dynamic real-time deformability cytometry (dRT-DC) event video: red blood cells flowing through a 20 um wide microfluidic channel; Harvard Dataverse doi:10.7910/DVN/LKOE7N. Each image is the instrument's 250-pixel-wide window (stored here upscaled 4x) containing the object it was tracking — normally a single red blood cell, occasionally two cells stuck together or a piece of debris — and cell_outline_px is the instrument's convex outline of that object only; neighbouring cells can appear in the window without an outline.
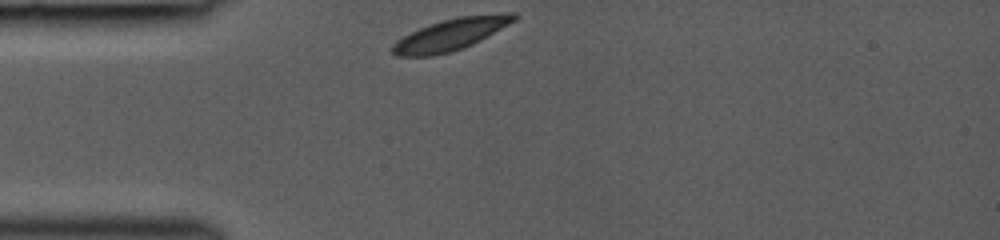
{"species": "common noctule bat (a hibernating species)", "species_latin": "Nyctalus noctula", "temperature_condition": "room temperature", "stored_images_in_passage": 9, "camera_frame_rate_fps": 3000, "um_per_image_px": 0.085, "animal": {"sex": "female", "body_mass_g": 19.0, "forearm_length_mm": 53.3}, "frame": {"image": 1, "passage_image": 1, "time_ms": 0.0, "image_size_px": [1000, 240], "cell_outline_px": [[520, 16], [516, 20], [480, 40], [464, 48], [452, 52], [432, 56], [396, 56], [392, 52], [392, 44], [396, 40], [420, 28], [444, 20], [460, 16], [508, 12], [516, 12]], "centroid_in_image_um": [38.36, 2.93], "position_along_channel_um": 46.6, "area_um2": 22.37}}
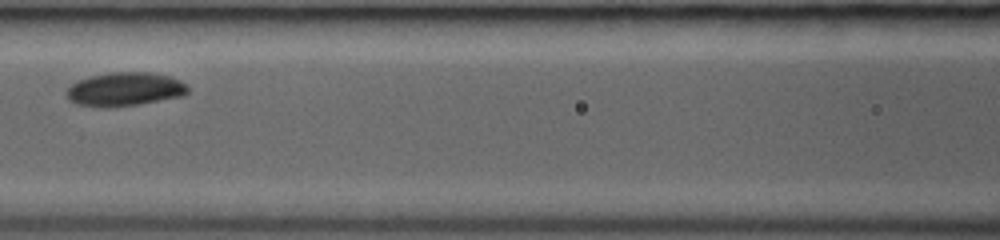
{"frame": {"image": 2, "passage_image": 4, "time_ms": 3.0, "image_size_px": [1000, 240], "cell_outline_px": [[188, 92], [184, 96], [140, 104], [112, 108], [96, 108], [76, 104], [68, 100], [64, 92], [72, 84], [88, 76], [112, 72], [148, 72], [168, 76], [180, 80], [188, 84]], "centroid_in_image_um": [10.58, 7.61], "position_along_channel_um": 156.0, "area_um2": 24.33}}
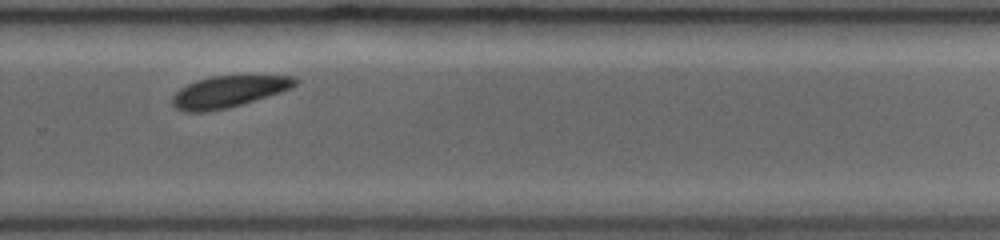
{"frame": {"image": 3, "passage_image": 8, "time_ms": 6.667, "image_size_px": [1000, 240], "cell_outline_px": [[300, 80], [292, 88], [280, 92], [240, 104], [224, 108], [204, 112], [180, 112], [172, 104], [172, 96], [180, 88], [196, 80], [212, 76], [296, 76]], "centroid_in_image_um": [19.4, 7.78], "position_along_channel_um": 310.4, "area_um2": 22.37}}